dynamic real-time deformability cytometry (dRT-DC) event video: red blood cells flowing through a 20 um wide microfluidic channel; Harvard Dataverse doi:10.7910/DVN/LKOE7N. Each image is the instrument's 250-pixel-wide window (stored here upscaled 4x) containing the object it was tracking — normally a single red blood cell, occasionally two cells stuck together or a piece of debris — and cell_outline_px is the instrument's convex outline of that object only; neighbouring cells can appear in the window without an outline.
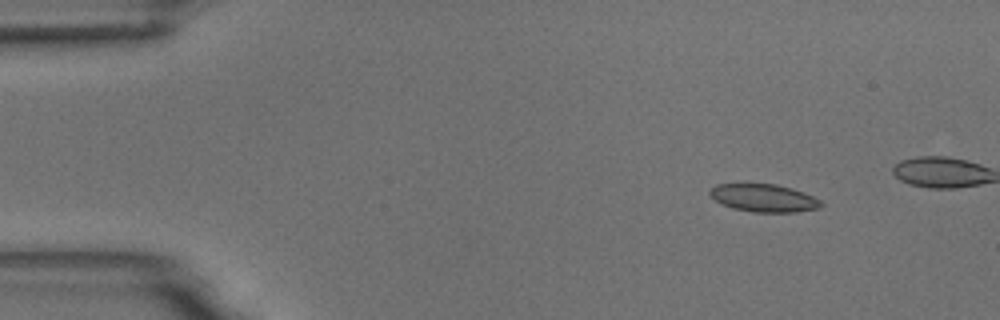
{"species": "common noctule bat (a hibernating species)", "species_latin": "Nyctalus noctula", "temperature_condition": "room temperature", "stored_images_in_passage": 4, "camera_frame_rate_fps": 3000, "um_per_image_px": 0.085, "animal": {"sex": "male", "body_mass_g": 18.8}, "frame": {"image": 1, "passage_image": 2, "time_ms": 1.333, "image_size_px": [1000, 320], "cell_outline_px": [[824, 204], [820, 208], [796, 212], [752, 212], [732, 208], [716, 200], [708, 192], [708, 188], [716, 184], [776, 184], [792, 188], [804, 192], [820, 200]], "centroid_in_image_um": [64.94, 16.83], "position_along_channel_um": 20.1, "area_um2": 18.03}}